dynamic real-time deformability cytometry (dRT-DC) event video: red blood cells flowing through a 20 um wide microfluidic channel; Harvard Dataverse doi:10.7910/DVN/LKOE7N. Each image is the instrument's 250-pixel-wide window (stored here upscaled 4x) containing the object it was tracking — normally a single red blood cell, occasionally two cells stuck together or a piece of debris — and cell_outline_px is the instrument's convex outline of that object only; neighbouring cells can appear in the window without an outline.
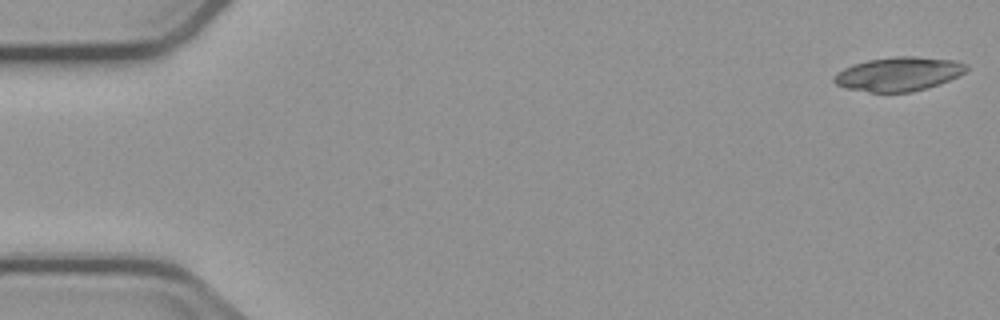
{"species": "common noctule bat (a hibernating species)", "species_latin": "Nyctalus noctula", "temperature_condition": "cold", "stored_images_in_passage": 4, "camera_frame_rate_fps": 3000, "um_per_image_px": 0.085, "animal": {"sex": "male", "body_mass_g": 23.1, "forearm_length_mm": 52.7}, "frame": {"image": 1, "passage_image": 1, "time_ms": 0.0, "image_size_px": [1000, 320], "cell_outline_px": [[968, 68], [964, 72], [948, 80], [928, 88], [912, 92], [868, 92], [844, 88], [836, 84], [832, 80], [832, 76], [836, 72], [852, 64], [868, 60], [892, 56], [916, 56], [956, 60], [968, 64]], "centroid_in_image_um": [76.34, 6.28], "position_along_channel_um": 8.7, "area_um2": 26.47}}